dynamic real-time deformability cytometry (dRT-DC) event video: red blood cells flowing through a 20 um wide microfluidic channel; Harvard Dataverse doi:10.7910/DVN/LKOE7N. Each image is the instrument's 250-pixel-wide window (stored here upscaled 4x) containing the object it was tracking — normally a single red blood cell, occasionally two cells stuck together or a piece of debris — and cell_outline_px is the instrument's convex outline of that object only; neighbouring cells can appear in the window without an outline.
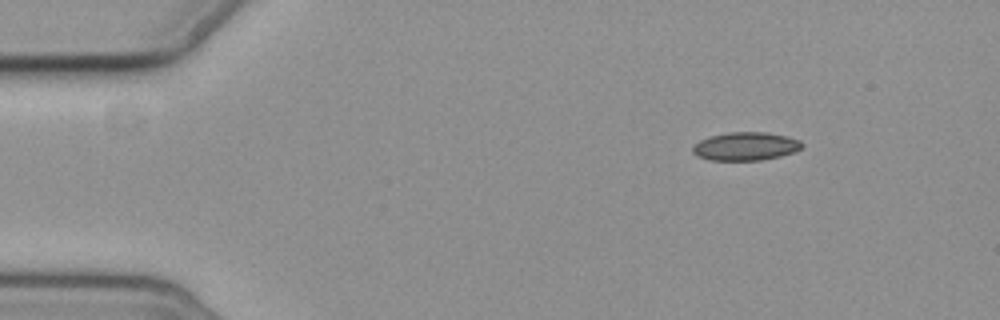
{"species": "common noctule bat (a hibernating species)", "species_latin": "Nyctalus noctula", "temperature_condition": "cold", "stored_images_in_passage": 4, "camera_frame_rate_fps": 3000, "um_per_image_px": 0.085, "animal": {"sex": "female", "body_mass_g": 19.3, "forearm_length_mm": 54.1}, "frame": {"image": 1, "passage_image": 1, "time_ms": 0.0, "image_size_px": [1000, 320], "cell_outline_px": [[804, 144], [800, 148], [792, 152], [780, 156], [760, 160], [708, 160], [696, 156], [692, 152], [692, 148], [700, 140], [708, 136], [728, 132], [768, 132], [800, 140]], "centroid_in_image_um": [63.33, 12.43], "position_along_channel_um": 21.7, "area_um2": 17.98}}
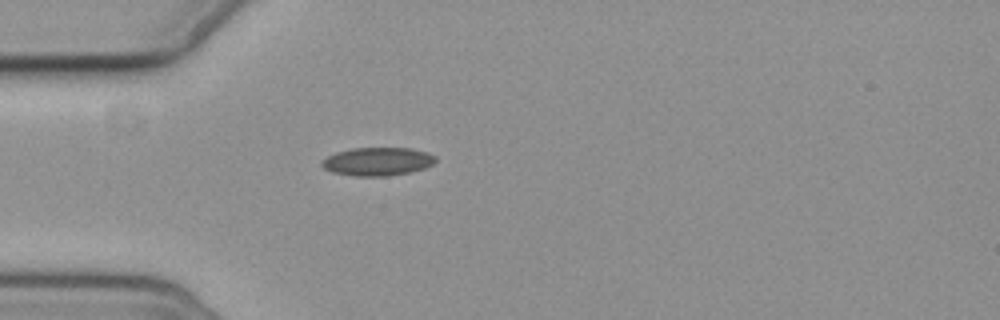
{"frame": {"image": 2, "passage_image": 3, "time_ms": 3.0, "image_size_px": [1000, 320], "cell_outline_px": [[436, 160], [432, 164], [424, 168], [408, 172], [388, 176], [356, 176], [332, 172], [324, 168], [320, 164], [320, 160], [336, 152], [352, 148], [412, 148], [428, 152], [436, 156]], "centroid_in_image_um": [32.08, 13.72], "position_along_channel_um": 52.9, "area_um2": 18.79}}